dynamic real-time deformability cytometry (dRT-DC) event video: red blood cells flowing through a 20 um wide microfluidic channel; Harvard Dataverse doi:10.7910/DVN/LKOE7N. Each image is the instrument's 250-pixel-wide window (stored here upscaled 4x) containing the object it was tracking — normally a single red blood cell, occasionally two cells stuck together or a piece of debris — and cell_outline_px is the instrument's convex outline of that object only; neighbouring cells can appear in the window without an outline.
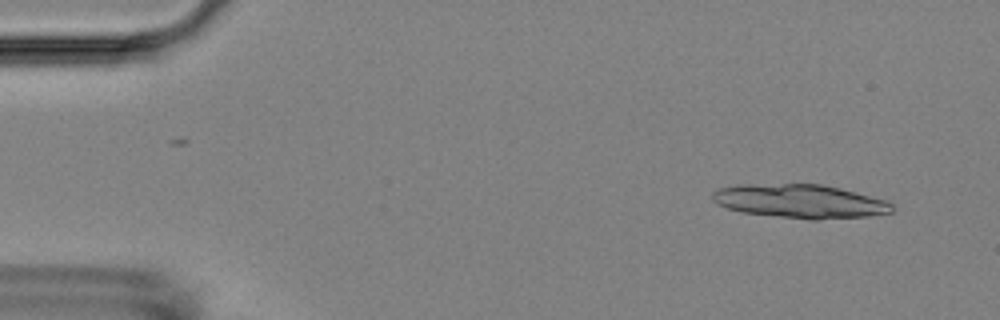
{"species": "Egyptian fruit bat (a non-hibernating species)", "species_latin": "Rousettus aegyptiacus", "temperature_condition": "room temperature", "stored_images_in_passage": 4, "camera_frame_rate_fps": 3000, "um_per_image_px": 0.085, "animal": {"sex": "female"}, "frame": {"image": 1, "passage_image": 1, "time_ms": 0.0, "image_size_px": [1000, 320], "cell_outline_px": [[892, 212], [872, 216], [820, 220], [808, 220], [740, 212], [728, 208], [712, 200], [712, 192], [720, 188], [736, 184], [820, 184], [840, 188], [884, 200], [892, 204]], "centroid_in_image_um": [67.99, 17.12], "position_along_channel_um": 17.0, "area_um2": 35.43}}